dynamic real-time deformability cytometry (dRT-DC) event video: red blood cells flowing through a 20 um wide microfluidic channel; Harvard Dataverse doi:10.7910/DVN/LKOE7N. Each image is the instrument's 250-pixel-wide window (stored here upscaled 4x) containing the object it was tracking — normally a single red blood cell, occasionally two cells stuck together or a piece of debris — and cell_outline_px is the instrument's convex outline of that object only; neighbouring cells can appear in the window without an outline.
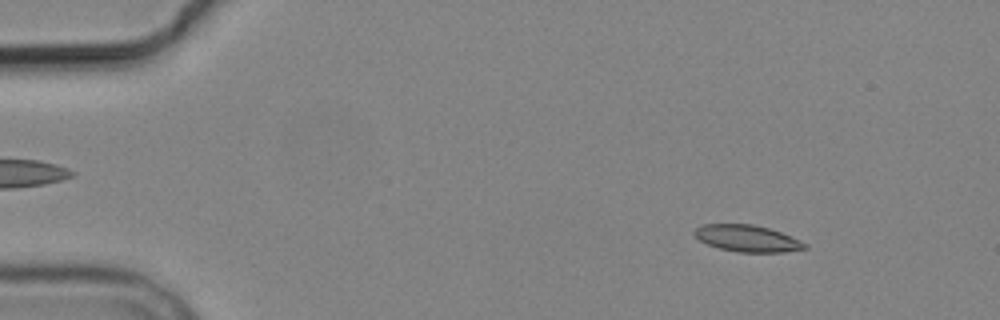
{"species": "common noctule bat (a hibernating species)", "species_latin": "Nyctalus noctula", "temperature_condition": "cold", "stored_images_in_passage": 7, "camera_frame_rate_fps": 3000, "um_per_image_px": 0.085, "animal": {"sex": "male", "body_mass_g": 19.2, "forearm_length_mm": 51.8}, "frame": {"image": 1, "passage_image": 2, "time_ms": 1.0, "image_size_px": [1000, 320], "cell_outline_px": [[808, 248], [784, 252], [736, 252], [720, 248], [708, 244], [700, 240], [692, 232], [696, 228], [704, 224], [752, 224], [768, 228], [780, 232], [800, 240], [808, 244]], "centroid_in_image_um": [63.53, 20.27], "position_along_channel_um": 21.5, "area_um2": 17.05}}
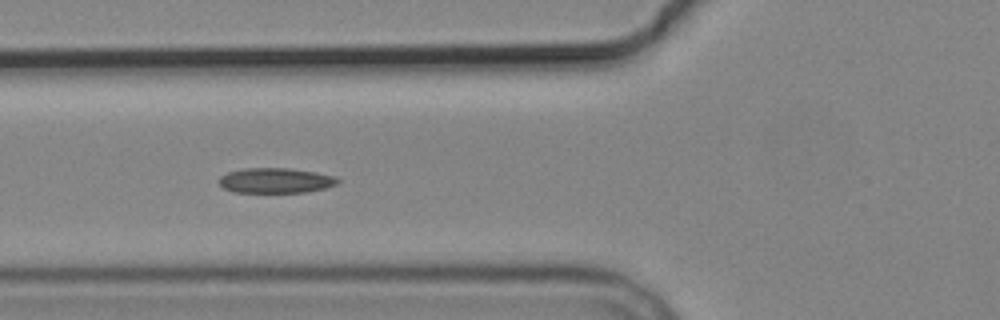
{"frame": {"image": 2, "passage_image": 6, "time_ms": 5.667, "image_size_px": [1000, 320], "cell_outline_px": [[340, 180], [336, 184], [324, 188], [304, 192], [232, 192], [224, 188], [220, 184], [220, 176], [228, 172], [244, 168], [288, 168], [316, 172], [332, 176]], "centroid_in_image_um": [23.4, 15.34], "position_along_channel_um": 102.4, "area_um2": 17.17}}
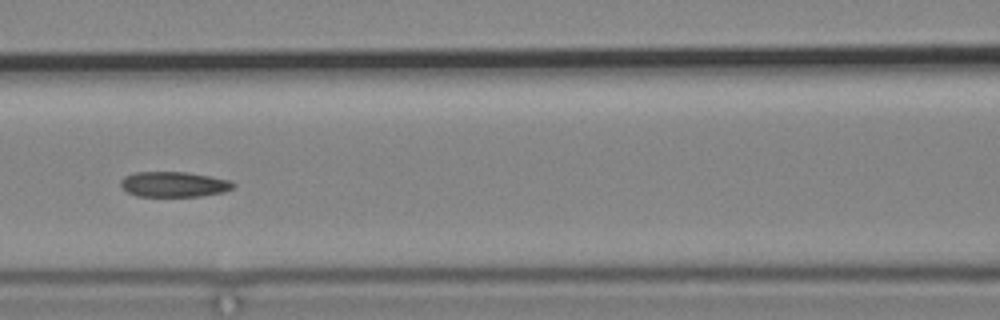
{"frame": {"image": 3, "passage_image": 7, "time_ms": 7.0, "image_size_px": [1000, 320], "cell_outline_px": [[236, 184], [232, 188], [224, 192], [200, 196], [136, 196], [128, 192], [120, 184], [120, 180], [124, 176], [136, 172], [188, 172], [232, 180]], "centroid_in_image_um": [14.8, 15.66], "position_along_channel_um": 151.8, "area_um2": 16.65}}